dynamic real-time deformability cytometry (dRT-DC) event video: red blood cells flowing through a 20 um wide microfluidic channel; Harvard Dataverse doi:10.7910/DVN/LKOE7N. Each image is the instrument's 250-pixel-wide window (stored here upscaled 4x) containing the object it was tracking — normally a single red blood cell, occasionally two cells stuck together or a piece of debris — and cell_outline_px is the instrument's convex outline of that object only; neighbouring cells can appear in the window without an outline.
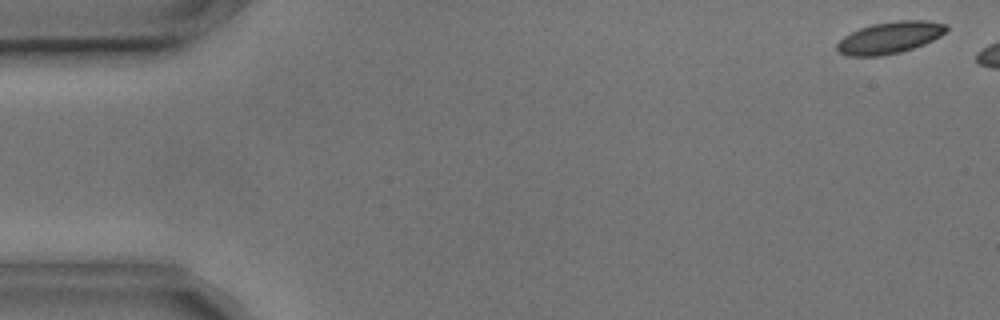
{"species": "common noctule bat (a hibernating species)", "species_latin": "Nyctalus noctula", "temperature_condition": "cold", "stored_images_in_passage": 7, "camera_frame_rate_fps": 3000, "um_per_image_px": 0.085, "animal": {"sex": "male", "body_mass_g": 17.9, "forearm_length_mm": 54.2}, "frame": {"image": 1, "passage_image": 1, "time_ms": 0.0, "image_size_px": [1000, 320], "cell_outline_px": [[948, 32], [924, 44], [900, 52], [880, 56], [848, 56], [840, 52], [836, 48], [836, 44], [844, 36], [860, 28], [872, 24], [896, 20], [924, 20], [948, 24]], "centroid_in_image_um": [75.66, 3.19], "position_along_channel_um": 9.3, "area_um2": 20.29}}